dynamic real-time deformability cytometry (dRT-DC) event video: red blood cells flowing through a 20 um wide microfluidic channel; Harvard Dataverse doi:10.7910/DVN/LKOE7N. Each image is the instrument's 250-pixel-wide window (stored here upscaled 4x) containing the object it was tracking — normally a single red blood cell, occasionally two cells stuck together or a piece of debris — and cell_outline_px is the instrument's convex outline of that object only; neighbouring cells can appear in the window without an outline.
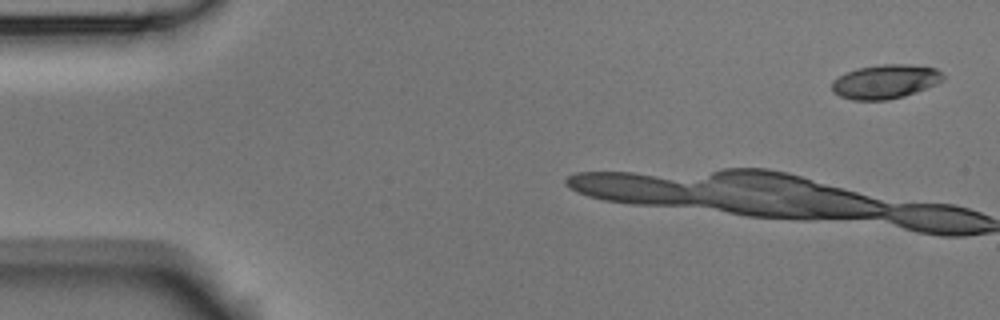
{"species": "Egyptian fruit bat (a non-hibernating species)", "species_latin": "Rousettus aegyptiacus", "temperature_condition": "room temperature", "stored_images_in_passage": 3, "camera_frame_rate_fps": 3000, "um_per_image_px": 0.085, "animal": {"sex": "male"}, "frame": {"image": 1, "passage_image": 1, "time_ms": 0.0, "image_size_px": [1000, 320], "cell_outline_px": [[944, 76], [936, 84], [916, 92], [904, 96], [888, 100], [852, 100], [840, 96], [832, 92], [832, 80], [848, 72], [860, 68], [884, 64], [908, 64], [936, 68]], "centroid_in_image_um": [75.23, 6.95], "position_along_channel_um": 9.8, "area_um2": 21.85}}